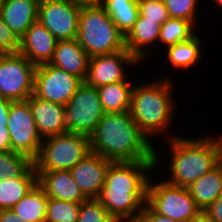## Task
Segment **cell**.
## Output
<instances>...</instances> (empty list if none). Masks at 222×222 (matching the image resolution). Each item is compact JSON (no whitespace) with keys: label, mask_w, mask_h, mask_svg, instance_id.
<instances>
[{"label":"cell","mask_w":222,"mask_h":222,"mask_svg":"<svg viewBox=\"0 0 222 222\" xmlns=\"http://www.w3.org/2000/svg\"><path fill=\"white\" fill-rule=\"evenodd\" d=\"M194 24L184 19L168 18L162 25L159 35V43L168 47L192 38Z\"/></svg>","instance_id":"cell-27"},{"label":"cell","mask_w":222,"mask_h":222,"mask_svg":"<svg viewBox=\"0 0 222 222\" xmlns=\"http://www.w3.org/2000/svg\"><path fill=\"white\" fill-rule=\"evenodd\" d=\"M217 142H218V149H219V163L222 166V136L220 134V137H217Z\"/></svg>","instance_id":"cell-41"},{"label":"cell","mask_w":222,"mask_h":222,"mask_svg":"<svg viewBox=\"0 0 222 222\" xmlns=\"http://www.w3.org/2000/svg\"><path fill=\"white\" fill-rule=\"evenodd\" d=\"M130 80L97 87L105 113H122L130 110L133 86Z\"/></svg>","instance_id":"cell-23"},{"label":"cell","mask_w":222,"mask_h":222,"mask_svg":"<svg viewBox=\"0 0 222 222\" xmlns=\"http://www.w3.org/2000/svg\"><path fill=\"white\" fill-rule=\"evenodd\" d=\"M164 77L134 85L131 93L130 115L138 128L149 138L168 133L176 108L172 79ZM170 126V127H169ZM155 135V136H153Z\"/></svg>","instance_id":"cell-3"},{"label":"cell","mask_w":222,"mask_h":222,"mask_svg":"<svg viewBox=\"0 0 222 222\" xmlns=\"http://www.w3.org/2000/svg\"><path fill=\"white\" fill-rule=\"evenodd\" d=\"M149 178L146 204L157 214L179 222H187L202 211L188 188L164 181L152 182Z\"/></svg>","instance_id":"cell-7"},{"label":"cell","mask_w":222,"mask_h":222,"mask_svg":"<svg viewBox=\"0 0 222 222\" xmlns=\"http://www.w3.org/2000/svg\"><path fill=\"white\" fill-rule=\"evenodd\" d=\"M13 101L0 97V123L8 122L9 109Z\"/></svg>","instance_id":"cell-38"},{"label":"cell","mask_w":222,"mask_h":222,"mask_svg":"<svg viewBox=\"0 0 222 222\" xmlns=\"http://www.w3.org/2000/svg\"><path fill=\"white\" fill-rule=\"evenodd\" d=\"M80 203L48 198L45 222H76Z\"/></svg>","instance_id":"cell-29"},{"label":"cell","mask_w":222,"mask_h":222,"mask_svg":"<svg viewBox=\"0 0 222 222\" xmlns=\"http://www.w3.org/2000/svg\"><path fill=\"white\" fill-rule=\"evenodd\" d=\"M37 184L48 198L82 203L87 198L75 183L69 170L36 171Z\"/></svg>","instance_id":"cell-17"},{"label":"cell","mask_w":222,"mask_h":222,"mask_svg":"<svg viewBox=\"0 0 222 222\" xmlns=\"http://www.w3.org/2000/svg\"><path fill=\"white\" fill-rule=\"evenodd\" d=\"M91 153L88 136L65 132L43 139L38 157L34 160L36 171L71 170Z\"/></svg>","instance_id":"cell-6"},{"label":"cell","mask_w":222,"mask_h":222,"mask_svg":"<svg viewBox=\"0 0 222 222\" xmlns=\"http://www.w3.org/2000/svg\"><path fill=\"white\" fill-rule=\"evenodd\" d=\"M58 40L38 20L20 38L19 53L35 66L50 63Z\"/></svg>","instance_id":"cell-15"},{"label":"cell","mask_w":222,"mask_h":222,"mask_svg":"<svg viewBox=\"0 0 222 222\" xmlns=\"http://www.w3.org/2000/svg\"><path fill=\"white\" fill-rule=\"evenodd\" d=\"M160 30L161 25L157 23V20L146 19L138 14L133 28L125 36L126 49L140 62L149 59L151 52L149 53L146 48L159 43ZM145 46L146 48H144Z\"/></svg>","instance_id":"cell-19"},{"label":"cell","mask_w":222,"mask_h":222,"mask_svg":"<svg viewBox=\"0 0 222 222\" xmlns=\"http://www.w3.org/2000/svg\"><path fill=\"white\" fill-rule=\"evenodd\" d=\"M104 114L97 88L84 82L65 106V124L68 132L90 137Z\"/></svg>","instance_id":"cell-9"},{"label":"cell","mask_w":222,"mask_h":222,"mask_svg":"<svg viewBox=\"0 0 222 222\" xmlns=\"http://www.w3.org/2000/svg\"><path fill=\"white\" fill-rule=\"evenodd\" d=\"M11 151L10 133L7 122L0 123V153Z\"/></svg>","instance_id":"cell-36"},{"label":"cell","mask_w":222,"mask_h":222,"mask_svg":"<svg viewBox=\"0 0 222 222\" xmlns=\"http://www.w3.org/2000/svg\"><path fill=\"white\" fill-rule=\"evenodd\" d=\"M141 62L127 49L112 54L90 57L88 74L84 81L91 87H101L128 78L125 66H137Z\"/></svg>","instance_id":"cell-13"},{"label":"cell","mask_w":222,"mask_h":222,"mask_svg":"<svg viewBox=\"0 0 222 222\" xmlns=\"http://www.w3.org/2000/svg\"><path fill=\"white\" fill-rule=\"evenodd\" d=\"M77 41L90 57L126 49L125 35L100 4L81 6Z\"/></svg>","instance_id":"cell-5"},{"label":"cell","mask_w":222,"mask_h":222,"mask_svg":"<svg viewBox=\"0 0 222 222\" xmlns=\"http://www.w3.org/2000/svg\"><path fill=\"white\" fill-rule=\"evenodd\" d=\"M198 0H164L170 18L184 19L196 25Z\"/></svg>","instance_id":"cell-31"},{"label":"cell","mask_w":222,"mask_h":222,"mask_svg":"<svg viewBox=\"0 0 222 222\" xmlns=\"http://www.w3.org/2000/svg\"><path fill=\"white\" fill-rule=\"evenodd\" d=\"M7 128L10 133L11 151L35 160L43 143L27 101L11 103Z\"/></svg>","instance_id":"cell-10"},{"label":"cell","mask_w":222,"mask_h":222,"mask_svg":"<svg viewBox=\"0 0 222 222\" xmlns=\"http://www.w3.org/2000/svg\"><path fill=\"white\" fill-rule=\"evenodd\" d=\"M20 48V39L4 23L0 12V52L17 53Z\"/></svg>","instance_id":"cell-33"},{"label":"cell","mask_w":222,"mask_h":222,"mask_svg":"<svg viewBox=\"0 0 222 222\" xmlns=\"http://www.w3.org/2000/svg\"><path fill=\"white\" fill-rule=\"evenodd\" d=\"M81 6L70 0H42L37 20L58 41L77 39Z\"/></svg>","instance_id":"cell-12"},{"label":"cell","mask_w":222,"mask_h":222,"mask_svg":"<svg viewBox=\"0 0 222 222\" xmlns=\"http://www.w3.org/2000/svg\"><path fill=\"white\" fill-rule=\"evenodd\" d=\"M138 7L141 16L157 20L160 25L169 18L164 0H138Z\"/></svg>","instance_id":"cell-32"},{"label":"cell","mask_w":222,"mask_h":222,"mask_svg":"<svg viewBox=\"0 0 222 222\" xmlns=\"http://www.w3.org/2000/svg\"><path fill=\"white\" fill-rule=\"evenodd\" d=\"M164 49H166L165 55L171 64L170 66L180 70L195 66L203 56L201 52L203 47L198 34L187 41L179 42Z\"/></svg>","instance_id":"cell-24"},{"label":"cell","mask_w":222,"mask_h":222,"mask_svg":"<svg viewBox=\"0 0 222 222\" xmlns=\"http://www.w3.org/2000/svg\"><path fill=\"white\" fill-rule=\"evenodd\" d=\"M39 135L42 139L68 131L65 124V106L42 100L32 94L27 100Z\"/></svg>","instance_id":"cell-16"},{"label":"cell","mask_w":222,"mask_h":222,"mask_svg":"<svg viewBox=\"0 0 222 222\" xmlns=\"http://www.w3.org/2000/svg\"><path fill=\"white\" fill-rule=\"evenodd\" d=\"M100 5L126 36L137 20L138 0H102Z\"/></svg>","instance_id":"cell-26"},{"label":"cell","mask_w":222,"mask_h":222,"mask_svg":"<svg viewBox=\"0 0 222 222\" xmlns=\"http://www.w3.org/2000/svg\"><path fill=\"white\" fill-rule=\"evenodd\" d=\"M91 152L111 162L156 161L154 144L138 128L129 111L105 113L90 135Z\"/></svg>","instance_id":"cell-2"},{"label":"cell","mask_w":222,"mask_h":222,"mask_svg":"<svg viewBox=\"0 0 222 222\" xmlns=\"http://www.w3.org/2000/svg\"><path fill=\"white\" fill-rule=\"evenodd\" d=\"M136 222H179L169 217L155 213L147 204L144 205L142 212Z\"/></svg>","instance_id":"cell-34"},{"label":"cell","mask_w":222,"mask_h":222,"mask_svg":"<svg viewBox=\"0 0 222 222\" xmlns=\"http://www.w3.org/2000/svg\"><path fill=\"white\" fill-rule=\"evenodd\" d=\"M0 222H28L18 216L12 209L0 210Z\"/></svg>","instance_id":"cell-37"},{"label":"cell","mask_w":222,"mask_h":222,"mask_svg":"<svg viewBox=\"0 0 222 222\" xmlns=\"http://www.w3.org/2000/svg\"><path fill=\"white\" fill-rule=\"evenodd\" d=\"M187 222H215L212 220L204 211H202L199 215Z\"/></svg>","instance_id":"cell-39"},{"label":"cell","mask_w":222,"mask_h":222,"mask_svg":"<svg viewBox=\"0 0 222 222\" xmlns=\"http://www.w3.org/2000/svg\"><path fill=\"white\" fill-rule=\"evenodd\" d=\"M3 3H4V0H0V9Z\"/></svg>","instance_id":"cell-43"},{"label":"cell","mask_w":222,"mask_h":222,"mask_svg":"<svg viewBox=\"0 0 222 222\" xmlns=\"http://www.w3.org/2000/svg\"><path fill=\"white\" fill-rule=\"evenodd\" d=\"M204 212L215 222H222V194Z\"/></svg>","instance_id":"cell-35"},{"label":"cell","mask_w":222,"mask_h":222,"mask_svg":"<svg viewBox=\"0 0 222 222\" xmlns=\"http://www.w3.org/2000/svg\"><path fill=\"white\" fill-rule=\"evenodd\" d=\"M48 197L36 184L29 193L11 209L28 222H45Z\"/></svg>","instance_id":"cell-25"},{"label":"cell","mask_w":222,"mask_h":222,"mask_svg":"<svg viewBox=\"0 0 222 222\" xmlns=\"http://www.w3.org/2000/svg\"><path fill=\"white\" fill-rule=\"evenodd\" d=\"M34 160L29 156L16 152L0 153V180L8 177L23 175L32 165Z\"/></svg>","instance_id":"cell-28"},{"label":"cell","mask_w":222,"mask_h":222,"mask_svg":"<svg viewBox=\"0 0 222 222\" xmlns=\"http://www.w3.org/2000/svg\"><path fill=\"white\" fill-rule=\"evenodd\" d=\"M37 184L33 164L23 175L0 180V210L11 209Z\"/></svg>","instance_id":"cell-22"},{"label":"cell","mask_w":222,"mask_h":222,"mask_svg":"<svg viewBox=\"0 0 222 222\" xmlns=\"http://www.w3.org/2000/svg\"><path fill=\"white\" fill-rule=\"evenodd\" d=\"M84 81L49 63L34 72V95L42 100L66 106Z\"/></svg>","instance_id":"cell-11"},{"label":"cell","mask_w":222,"mask_h":222,"mask_svg":"<svg viewBox=\"0 0 222 222\" xmlns=\"http://www.w3.org/2000/svg\"><path fill=\"white\" fill-rule=\"evenodd\" d=\"M212 2H216L219 8H222V0H211Z\"/></svg>","instance_id":"cell-42"},{"label":"cell","mask_w":222,"mask_h":222,"mask_svg":"<svg viewBox=\"0 0 222 222\" xmlns=\"http://www.w3.org/2000/svg\"><path fill=\"white\" fill-rule=\"evenodd\" d=\"M38 4V0H4L3 21L19 39L37 21Z\"/></svg>","instance_id":"cell-20"},{"label":"cell","mask_w":222,"mask_h":222,"mask_svg":"<svg viewBox=\"0 0 222 222\" xmlns=\"http://www.w3.org/2000/svg\"><path fill=\"white\" fill-rule=\"evenodd\" d=\"M76 222H118L97 198L86 199L80 203V211Z\"/></svg>","instance_id":"cell-30"},{"label":"cell","mask_w":222,"mask_h":222,"mask_svg":"<svg viewBox=\"0 0 222 222\" xmlns=\"http://www.w3.org/2000/svg\"><path fill=\"white\" fill-rule=\"evenodd\" d=\"M111 163L91 152L70 170L72 178L87 199L99 197Z\"/></svg>","instance_id":"cell-14"},{"label":"cell","mask_w":222,"mask_h":222,"mask_svg":"<svg viewBox=\"0 0 222 222\" xmlns=\"http://www.w3.org/2000/svg\"><path fill=\"white\" fill-rule=\"evenodd\" d=\"M90 56L80 46L77 39L58 41L49 64L67 73L86 80Z\"/></svg>","instance_id":"cell-18"},{"label":"cell","mask_w":222,"mask_h":222,"mask_svg":"<svg viewBox=\"0 0 222 222\" xmlns=\"http://www.w3.org/2000/svg\"><path fill=\"white\" fill-rule=\"evenodd\" d=\"M197 206L204 211L222 194V166L218 163L187 187Z\"/></svg>","instance_id":"cell-21"},{"label":"cell","mask_w":222,"mask_h":222,"mask_svg":"<svg viewBox=\"0 0 222 222\" xmlns=\"http://www.w3.org/2000/svg\"><path fill=\"white\" fill-rule=\"evenodd\" d=\"M80 6L99 5L102 0H70Z\"/></svg>","instance_id":"cell-40"},{"label":"cell","mask_w":222,"mask_h":222,"mask_svg":"<svg viewBox=\"0 0 222 222\" xmlns=\"http://www.w3.org/2000/svg\"><path fill=\"white\" fill-rule=\"evenodd\" d=\"M165 136L171 155V177L165 179L167 182L187 188L219 163L217 136L203 135L199 139L176 134Z\"/></svg>","instance_id":"cell-4"},{"label":"cell","mask_w":222,"mask_h":222,"mask_svg":"<svg viewBox=\"0 0 222 222\" xmlns=\"http://www.w3.org/2000/svg\"><path fill=\"white\" fill-rule=\"evenodd\" d=\"M36 66L21 53L0 55V97L15 101H26L34 94V72Z\"/></svg>","instance_id":"cell-8"},{"label":"cell","mask_w":222,"mask_h":222,"mask_svg":"<svg viewBox=\"0 0 222 222\" xmlns=\"http://www.w3.org/2000/svg\"><path fill=\"white\" fill-rule=\"evenodd\" d=\"M156 161L112 162L106 173L100 203L118 222H136L146 204L150 172Z\"/></svg>","instance_id":"cell-1"}]
</instances>
